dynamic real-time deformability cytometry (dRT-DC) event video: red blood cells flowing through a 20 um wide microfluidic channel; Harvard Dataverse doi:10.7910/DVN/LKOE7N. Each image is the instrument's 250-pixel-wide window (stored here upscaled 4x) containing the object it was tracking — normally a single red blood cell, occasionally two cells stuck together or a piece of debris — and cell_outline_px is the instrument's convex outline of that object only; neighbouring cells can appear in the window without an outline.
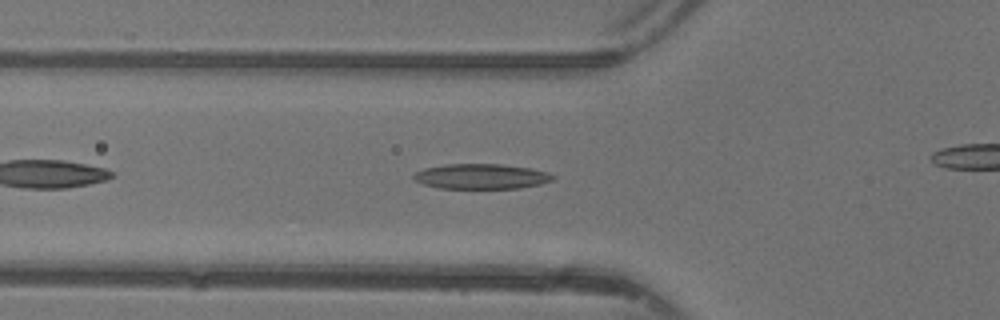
{"species": "common noctule bat (a hibernating species)", "species_latin": "Nyctalus noctula", "temperature_condition": "warm", "stored_images_in_passage": 28, "camera_frame_rate_fps": 3000, "um_per_image_px": 0.085, "animal": {"sex": "female"}, "frame": {"image": 1, "passage_image": 6, "time_ms": 1.667, "image_size_px": [1000, 320], "cell_outline_px": [[556, 176], [552, 180], [540, 184], [520, 188], [440, 188], [424, 184], [416, 180], [412, 176], [416, 172], [424, 168], [444, 164], [500, 164], [532, 168], [548, 172]], "centroid_in_image_um": [40.93, 14.99], "position_along_channel_um": 84.9, "area_um2": 20.35}}
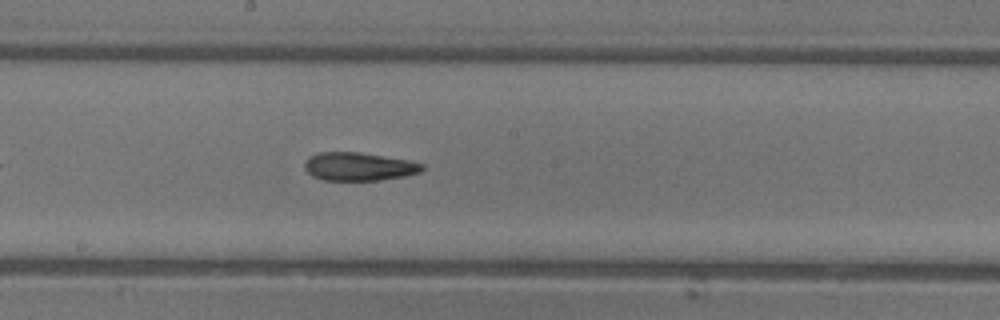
{"frame": {"image": 2, "passage_image": 15, "time_ms": 4.667, "image_size_px": [1000, 320], "cell_outline_px": [[424, 168], [420, 172], [404, 176], [380, 180], [320, 180], [312, 176], [304, 168], [304, 160], [308, 156], [320, 152], [356, 152], [408, 160], [424, 164]], "centroid_in_image_um": [30.45, 14.16], "position_along_channel_um": 217.7, "area_um2": 19.36}}
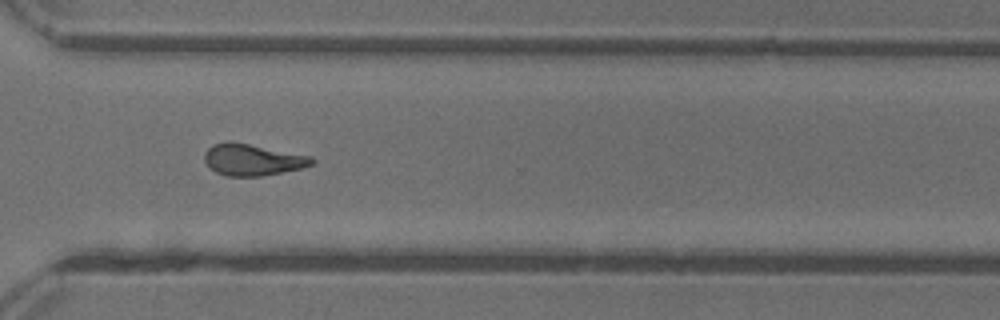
{"frame": {"image": 3, "passage_image": 24, "time_ms": 7.667, "image_size_px": [1000, 320], "cell_outline_px": [[316, 160], [312, 164], [304, 168], [260, 176], [224, 176], [216, 172], [204, 160], [204, 152], [212, 144], [228, 140], [232, 140], [308, 156]], "centroid_in_image_um": [21.42, 13.56], "position_along_channel_um": 349.2, "area_um2": 19.77}}